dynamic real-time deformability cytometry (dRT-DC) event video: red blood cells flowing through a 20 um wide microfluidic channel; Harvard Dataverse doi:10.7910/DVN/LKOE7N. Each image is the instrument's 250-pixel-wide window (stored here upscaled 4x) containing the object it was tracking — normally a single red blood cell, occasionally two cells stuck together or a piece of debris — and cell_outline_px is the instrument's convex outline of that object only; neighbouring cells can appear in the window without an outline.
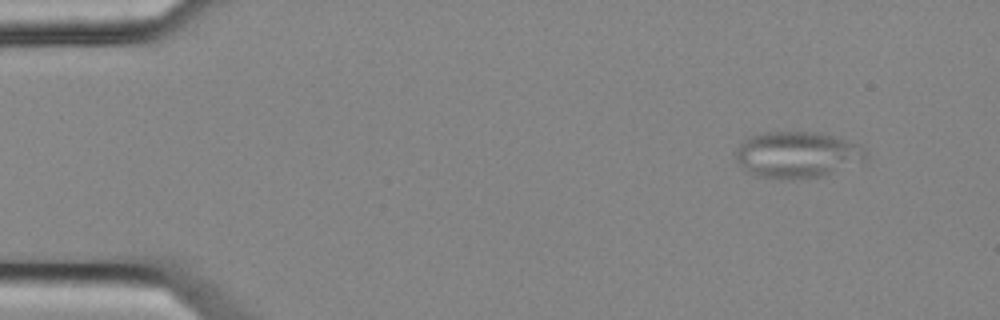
{"species": "common noctule bat (a hibernating species)", "species_latin": "Nyctalus noctula", "temperature_condition": "cold", "stored_images_in_passage": 5, "camera_frame_rate_fps": 3000, "um_per_image_px": 0.085, "animal": {"sex": "female", "body_mass_g": 25.1}, "frame": {"image": 1, "passage_image": 1, "time_ms": 0.0, "image_size_px": [1000, 320], "cell_outline_px": [[868, 160], [864, 164], [820, 176], [792, 180], [788, 180], [756, 176], [744, 172], [736, 160], [736, 148], [748, 136], [764, 132], [816, 132], [832, 136], [860, 144], [864, 148]], "centroid_in_image_um": [67.78, 13.17], "position_along_channel_um": 17.2, "area_um2": 35.89}}